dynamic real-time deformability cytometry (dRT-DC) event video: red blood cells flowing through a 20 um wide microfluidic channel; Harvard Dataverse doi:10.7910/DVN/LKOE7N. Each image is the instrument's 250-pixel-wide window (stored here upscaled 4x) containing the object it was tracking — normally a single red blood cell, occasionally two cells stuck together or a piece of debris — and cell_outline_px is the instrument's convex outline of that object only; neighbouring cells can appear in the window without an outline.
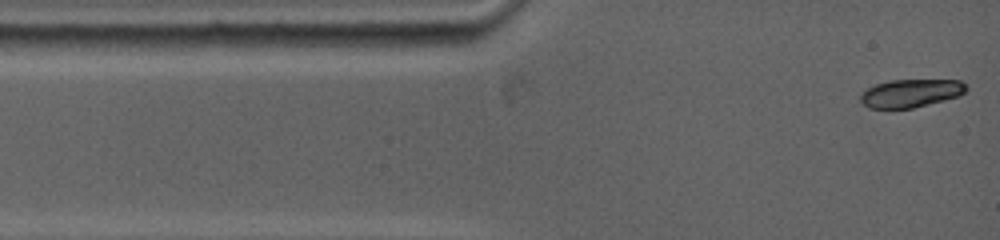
{"species": "common noctule bat (a hibernating species)", "species_latin": "Nyctalus noctula", "temperature_condition": "warm", "stored_images_in_passage": 3, "camera_frame_rate_fps": 5000, "um_per_image_px": 0.085, "animal": {"sex": "female", "body_mass_g": 19.0, "forearm_length_mm": 53.3}, "frame": {"image": 1, "passage_image": 1, "time_ms": 0.0, "image_size_px": [1000, 240], "cell_outline_px": [[968, 88], [960, 96], [912, 108], [868, 108], [860, 100], [860, 96], [868, 88], [876, 84], [888, 80], [960, 80]], "centroid_in_image_um": [77.43, 7.92], "position_along_channel_um": 7.6, "area_um2": 17.17}}
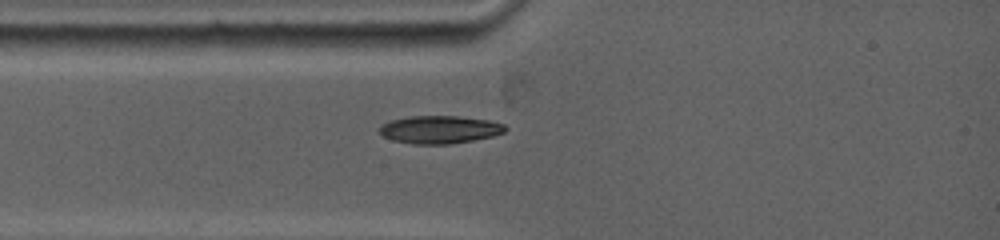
{"frame": {"image": 2, "passage_image": 3, "time_ms": 2.2, "image_size_px": [1000, 240], "cell_outline_px": [[508, 128], [504, 132], [492, 136], [472, 140], [448, 144], [412, 144], [392, 140], [384, 136], [380, 132], [380, 128], [384, 124], [392, 120], [408, 116], [456, 116], [488, 120], [504, 124]], "centroid_in_image_um": [37.39, 11.01], "position_along_channel_um": 47.6, "area_um2": 20.17}}